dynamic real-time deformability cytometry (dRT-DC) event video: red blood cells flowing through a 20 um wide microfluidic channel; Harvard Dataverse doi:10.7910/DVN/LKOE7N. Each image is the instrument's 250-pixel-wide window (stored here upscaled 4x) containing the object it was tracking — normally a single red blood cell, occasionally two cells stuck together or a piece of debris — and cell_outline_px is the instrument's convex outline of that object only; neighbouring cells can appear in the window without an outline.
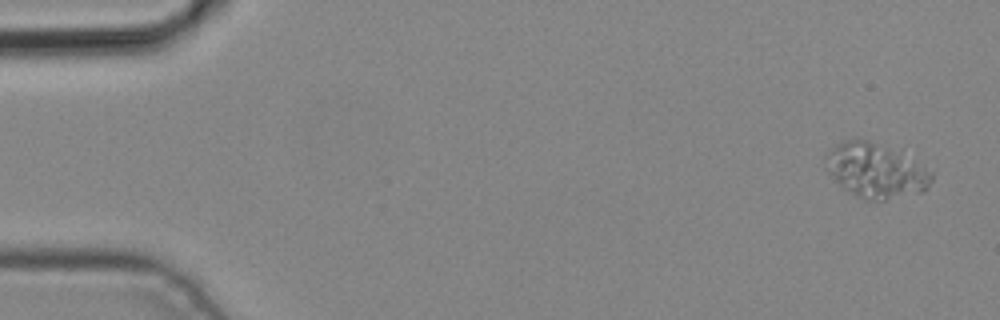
{"species": "common noctule bat (a hibernating species)", "species_latin": "Nyctalus noctula", "temperature_condition": "cold", "stored_images_in_passage": 4, "camera_frame_rate_fps": 3000, "um_per_image_px": 0.085, "animal": {"sex": "male", "body_mass_g": 19.2, "forearm_length_mm": 51.8}, "frame": {"image": 1, "passage_image": 1, "time_ms": 0.0, "image_size_px": [1000, 320], "cell_outline_px": [[932, 180], [920, 192], [884, 200], [864, 200], [844, 188], [828, 172], [824, 156], [836, 144], [844, 140], [868, 140], [900, 148], [932, 172]], "centroid_in_image_um": [74.46, 14.45], "position_along_channel_um": 10.5, "area_um2": 33.81}}
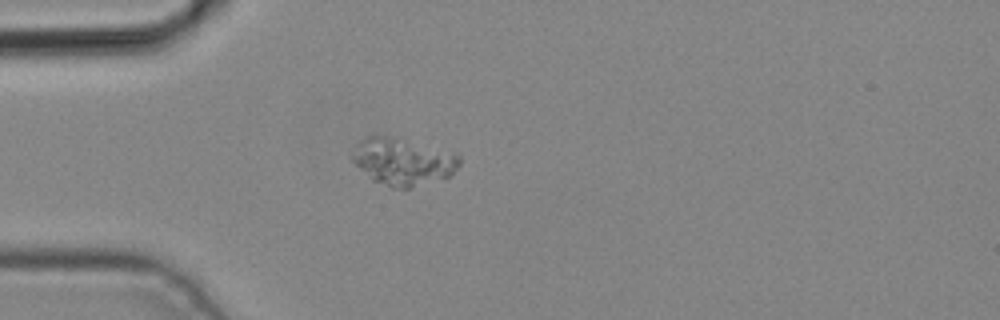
{"frame": {"image": 2, "passage_image": 4, "time_ms": 1.0, "image_size_px": [1000, 320], "cell_outline_px": [[460, 164], [452, 176], [408, 188], [392, 188], [372, 180], [352, 160], [352, 152], [356, 144], [364, 136], [384, 136], [452, 152], [460, 156]], "centroid_in_image_um": [34.24, 13.76], "position_along_channel_um": 50.8, "area_um2": 28.9}}